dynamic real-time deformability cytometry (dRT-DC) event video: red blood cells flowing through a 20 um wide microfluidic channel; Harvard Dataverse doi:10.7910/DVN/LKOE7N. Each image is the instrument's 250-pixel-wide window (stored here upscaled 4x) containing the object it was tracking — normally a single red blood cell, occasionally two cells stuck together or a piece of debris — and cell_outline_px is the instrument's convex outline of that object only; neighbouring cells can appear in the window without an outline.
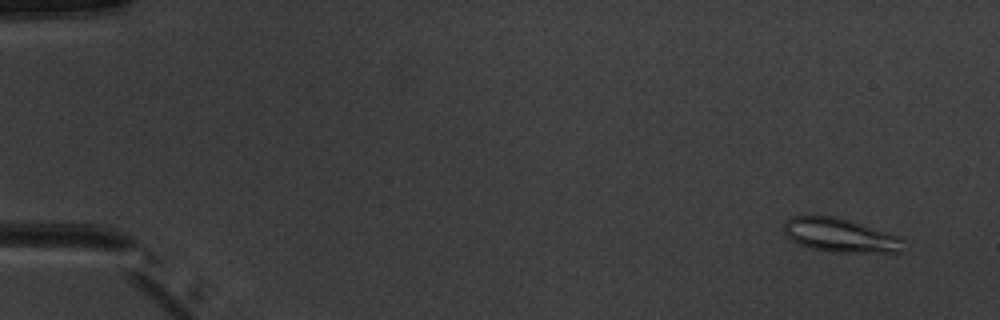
{"species": "common noctule bat (a hibernating species)", "species_latin": "Nyctalus noctula", "temperature_condition": "warm", "stored_images_in_passage": 6, "camera_frame_rate_fps": 3000, "um_per_image_px": 0.085, "animal": {"sex": "male", "body_mass_g": 20.1, "forearm_length_mm": 53.5}, "frame": {"image": 1, "passage_image": 2, "time_ms": 1.0, "image_size_px": [1000, 320], "cell_outline_px": [[908, 240], [904, 252], [828, 252], [808, 248], [792, 240], [784, 232], [784, 220], [792, 216], [836, 216], [904, 236]], "centroid_in_image_um": [71.53, 20.01], "position_along_channel_um": 13.5, "area_um2": 24.28}}